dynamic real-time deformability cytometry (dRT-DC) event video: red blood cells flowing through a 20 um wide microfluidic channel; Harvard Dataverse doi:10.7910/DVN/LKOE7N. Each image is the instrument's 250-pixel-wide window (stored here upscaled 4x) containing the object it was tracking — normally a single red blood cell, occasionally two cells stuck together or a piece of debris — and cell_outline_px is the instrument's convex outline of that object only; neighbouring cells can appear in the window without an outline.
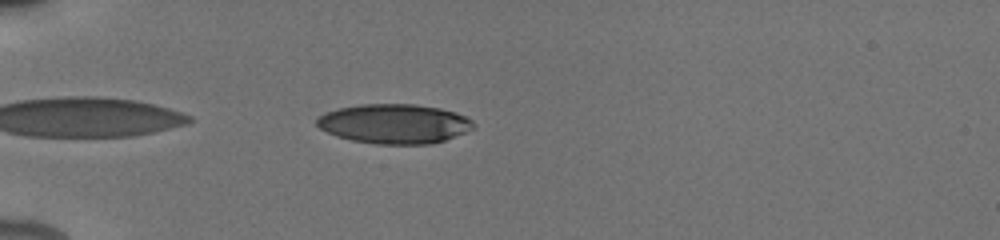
{"species": "human", "species_latin": "Homo sapiens", "temperature_condition": "cold", "stored_images_in_passage": 28, "camera_frame_rate_fps": 3000, "um_per_image_px": 0.085, "donor": {"sex": "male"}, "frame": {"image": 1, "passage_image": 2, "time_ms": 0.333, "image_size_px": [1000, 240], "cell_outline_px": [[476, 124], [472, 128], [464, 132], [444, 140], [432, 144], [376, 144], [352, 140], [336, 136], [320, 128], [316, 124], [316, 120], [324, 112], [340, 108], [360, 104], [416, 104], [440, 108], [456, 112], [472, 120]], "centroid_in_image_um": [33.51, 10.51], "position_along_channel_um": 51.5, "area_um2": 36.01}}
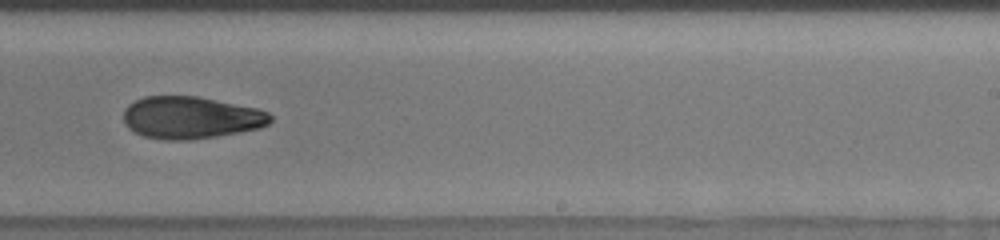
{"frame": {"image": 2, "passage_image": 23, "time_ms": 6.667, "image_size_px": [1000, 240], "cell_outline_px": [[272, 120], [268, 124], [260, 128], [240, 132], [216, 136], [188, 140], [164, 140], [144, 136], [128, 128], [124, 120], [124, 108], [128, 104], [144, 96], [196, 96], [256, 108], [268, 112], [272, 116]], "centroid_in_image_um": [16.21, 10.0], "position_along_channel_um": 272.8, "area_um2": 36.07}}
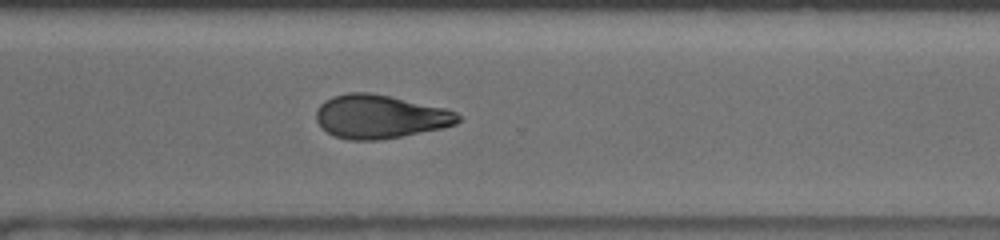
{"frame": {"image": 3, "passage_image": 28, "time_ms": 8.333, "image_size_px": [1000, 240], "cell_outline_px": [[460, 120], [456, 124], [440, 128], [380, 140], [348, 140], [336, 136], [328, 132], [316, 120], [316, 112], [320, 104], [324, 100], [332, 96], [348, 92], [368, 92], [388, 96], [444, 108], [456, 112], [460, 116]], "centroid_in_image_um": [32.26, 9.91], "position_along_channel_um": 338.3, "area_um2": 35.6}}